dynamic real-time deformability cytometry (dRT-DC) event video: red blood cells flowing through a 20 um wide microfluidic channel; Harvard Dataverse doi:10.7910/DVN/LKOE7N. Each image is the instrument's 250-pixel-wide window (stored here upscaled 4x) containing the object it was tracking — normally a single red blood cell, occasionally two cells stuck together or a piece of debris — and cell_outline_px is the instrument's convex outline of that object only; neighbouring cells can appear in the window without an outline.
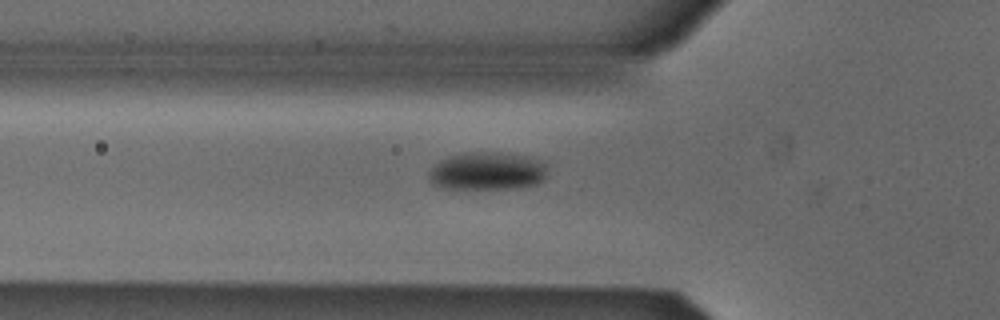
{"species": "Egyptian fruit bat (a non-hibernating species)", "species_latin": "Rousettus aegyptiacus", "temperature_condition": "cold", "stored_images_in_passage": 38, "camera_frame_rate_fps": 3000, "um_per_image_px": 0.085, "animal": {"sex": "male"}, "frame": {"image": 1, "passage_image": 18, "time_ms": 5.667, "image_size_px": [1000, 320], "cell_outline_px": [[544, 180], [536, 184], [524, 188], [440, 188], [432, 184], [428, 176], [428, 172], [440, 160], [448, 156], [472, 152], [496, 152], [528, 156], [544, 164]], "centroid_in_image_um": [41.37, 14.55], "position_along_channel_um": 84.4, "area_um2": 26.01}}
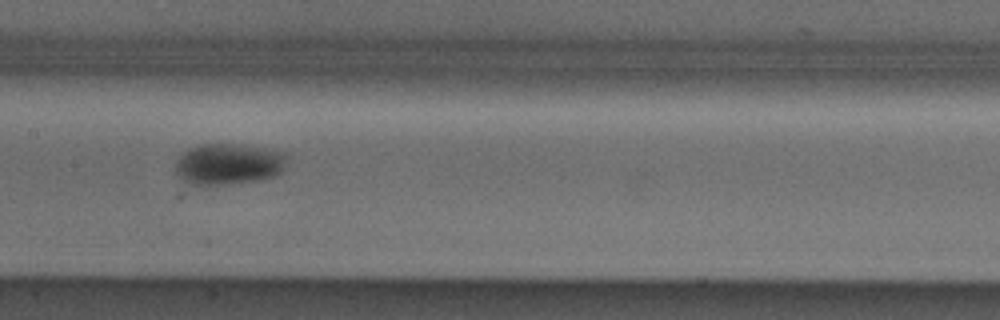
{"frame": {"image": 2, "passage_image": 26, "time_ms": 8.333, "image_size_px": [1000, 320], "cell_outline_px": [[284, 164], [280, 172], [276, 176], [260, 180], [232, 184], [188, 184], [176, 176], [176, 160], [188, 148], [200, 144], [240, 144], [264, 148], [284, 152]], "centroid_in_image_um": [19.38, 13.95], "position_along_channel_um": 188.0, "area_um2": 26.76}}
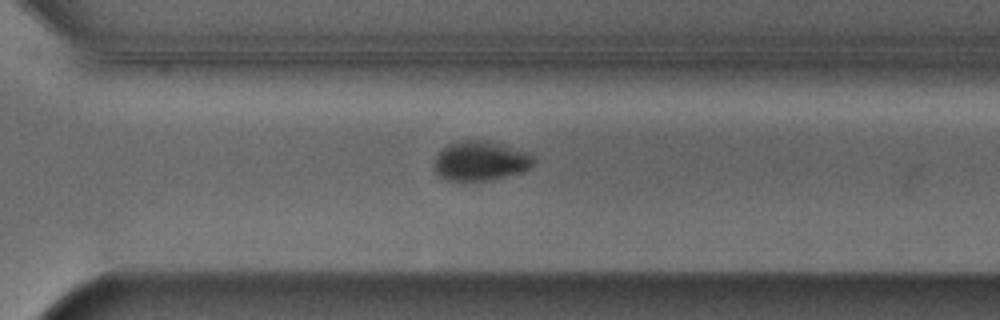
{"frame": {"image": 3, "passage_image": 37, "time_ms": 12.0, "image_size_px": [1000, 320], "cell_outline_px": [[536, 164], [520, 172], [488, 180], [460, 184], [448, 180], [440, 176], [436, 172], [436, 156], [448, 144], [460, 140], [488, 140], [528, 152], [536, 160]], "centroid_in_image_um": [40.84, 13.7], "position_along_channel_um": 329.8, "area_um2": 23.18}}